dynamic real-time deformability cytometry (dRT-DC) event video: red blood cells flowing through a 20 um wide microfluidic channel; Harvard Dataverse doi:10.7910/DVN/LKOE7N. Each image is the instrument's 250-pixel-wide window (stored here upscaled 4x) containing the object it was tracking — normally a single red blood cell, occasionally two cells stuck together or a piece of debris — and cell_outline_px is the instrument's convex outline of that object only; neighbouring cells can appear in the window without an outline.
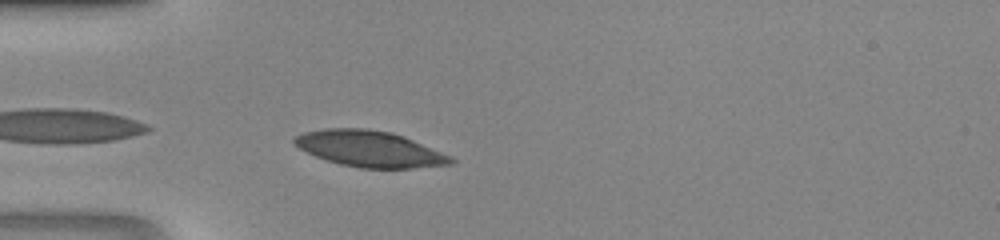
{"species": "human", "species_latin": "Homo sapiens", "temperature_condition": "room temperature", "stored_images_in_passage": 33, "camera_frame_rate_fps": 3000, "um_per_image_px": 0.085, "donor": {"sex": "male"}, "frame": {"image": 1, "passage_image": 1, "time_ms": 0.0, "image_size_px": [1000, 240], "cell_outline_px": [[456, 160], [452, 164], [412, 168], [360, 168], [340, 164], [316, 156], [292, 144], [292, 136], [304, 132], [324, 128], [368, 128], [392, 132], [404, 136], [452, 156]], "centroid_in_image_um": [31.41, 12.64], "position_along_channel_um": 53.6, "area_um2": 33.06}}
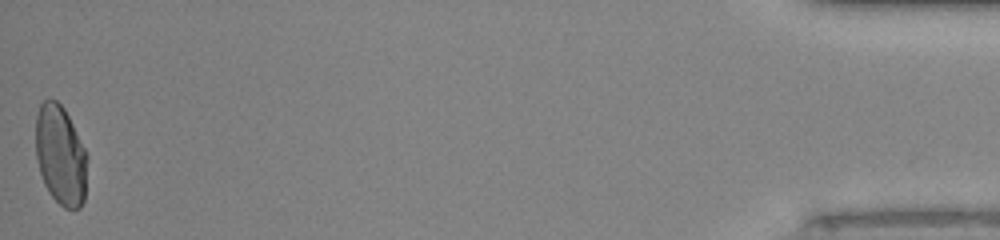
{"frame": {"image": 2, "passage_image": 33, "time_ms": 10.667, "image_size_px": [1000, 240], "cell_outline_px": [[88, 156], [84, 200], [80, 208], [64, 208], [48, 192], [44, 184], [36, 160], [36, 116], [40, 104], [44, 100], [56, 100], [64, 108]], "centroid_in_image_um": [5.14, 13.21], "position_along_channel_um": 430.1, "area_um2": 29.88}}